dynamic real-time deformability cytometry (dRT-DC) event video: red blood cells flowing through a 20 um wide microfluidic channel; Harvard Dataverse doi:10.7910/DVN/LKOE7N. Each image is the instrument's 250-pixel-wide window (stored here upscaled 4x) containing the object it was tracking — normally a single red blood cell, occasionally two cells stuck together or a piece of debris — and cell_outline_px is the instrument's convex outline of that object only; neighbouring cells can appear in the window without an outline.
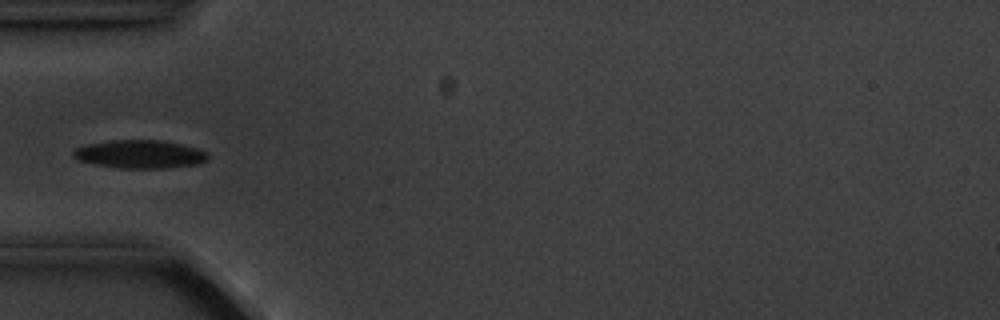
{"species": "common noctule bat (a hibernating species)", "species_latin": "Nyctalus noctula", "temperature_condition": "cold", "stored_images_in_passage": 7, "camera_frame_rate_fps": 3000, "um_per_image_px": 0.085, "animal": {"sex": "male", "body_mass_g": 20.1, "forearm_length_mm": 53.5}, "frame": {"image": 1, "passage_image": 5, "time_ms": 5.667, "image_size_px": [1000, 320], "cell_outline_px": [[208, 160], [196, 164], [168, 168], [120, 168], [96, 164], [80, 160], [72, 156], [72, 152], [76, 148], [88, 144], [108, 140], [160, 140], [184, 144], [208, 152]], "centroid_in_image_um": [11.92, 13.1], "position_along_channel_um": 73.1, "area_um2": 22.14}}
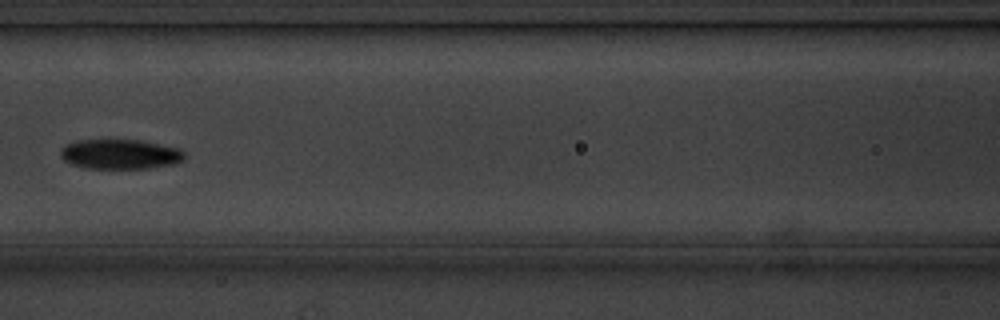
{"frame": {"image": 2, "passage_image": 7, "time_ms": 8.0, "image_size_px": [1000, 320], "cell_outline_px": [[184, 160], [176, 164], [148, 168], [84, 168], [72, 164], [64, 160], [60, 156], [60, 148], [64, 144], [76, 140], [140, 140], [180, 148], [184, 152]], "centroid_in_image_um": [10.2, 13.1], "position_along_channel_um": 156.4, "area_um2": 21.73}}